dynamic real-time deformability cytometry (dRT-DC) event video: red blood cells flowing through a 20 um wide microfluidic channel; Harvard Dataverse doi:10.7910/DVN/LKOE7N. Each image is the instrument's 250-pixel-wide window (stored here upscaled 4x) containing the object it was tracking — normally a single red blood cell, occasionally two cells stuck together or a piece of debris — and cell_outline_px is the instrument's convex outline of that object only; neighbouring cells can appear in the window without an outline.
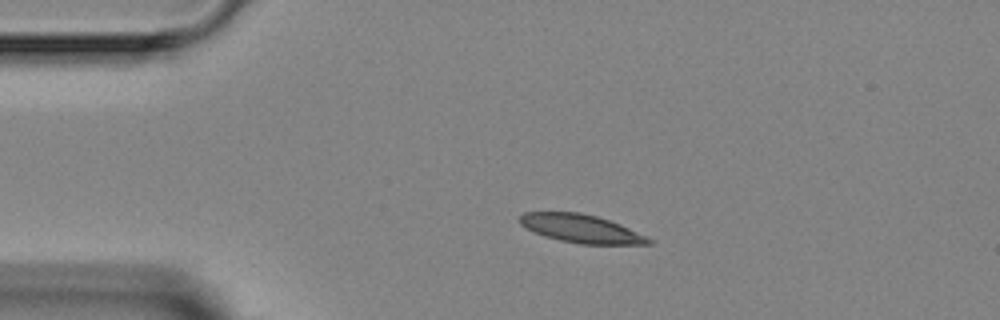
{"species": "Egyptian fruit bat (a non-hibernating species)", "species_latin": "Rousettus aegyptiacus", "temperature_condition": "room temperature", "stored_images_in_passage": 4, "camera_frame_rate_fps": 3000, "um_per_image_px": 0.085, "animal": {"sex": "female"}, "frame": {"image": 1, "passage_image": 3, "time_ms": 2.667, "image_size_px": [1000, 320], "cell_outline_px": [[652, 244], [580, 244], [560, 240], [544, 236], [520, 224], [520, 216], [524, 212], [580, 212], [596, 216], [620, 224], [648, 236], [652, 240]], "centroid_in_image_um": [49.43, 19.43], "position_along_channel_um": 35.6, "area_um2": 21.04}}